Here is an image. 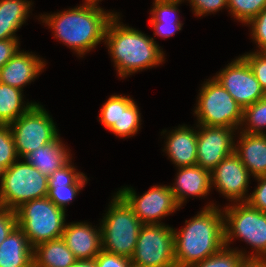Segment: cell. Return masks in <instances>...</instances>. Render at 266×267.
<instances>
[{
  "label": "cell",
  "mask_w": 266,
  "mask_h": 267,
  "mask_svg": "<svg viewBox=\"0 0 266 267\" xmlns=\"http://www.w3.org/2000/svg\"><path fill=\"white\" fill-rule=\"evenodd\" d=\"M227 6L236 20L247 24L266 8V0H227Z\"/></svg>",
  "instance_id": "cell-30"
},
{
  "label": "cell",
  "mask_w": 266,
  "mask_h": 267,
  "mask_svg": "<svg viewBox=\"0 0 266 267\" xmlns=\"http://www.w3.org/2000/svg\"><path fill=\"white\" fill-rule=\"evenodd\" d=\"M99 120L109 128H120L121 95H111L100 109Z\"/></svg>",
  "instance_id": "cell-32"
},
{
  "label": "cell",
  "mask_w": 266,
  "mask_h": 267,
  "mask_svg": "<svg viewBox=\"0 0 266 267\" xmlns=\"http://www.w3.org/2000/svg\"><path fill=\"white\" fill-rule=\"evenodd\" d=\"M258 186L251 195H248L246 203L254 209L266 213V175L256 177Z\"/></svg>",
  "instance_id": "cell-35"
},
{
  "label": "cell",
  "mask_w": 266,
  "mask_h": 267,
  "mask_svg": "<svg viewBox=\"0 0 266 267\" xmlns=\"http://www.w3.org/2000/svg\"><path fill=\"white\" fill-rule=\"evenodd\" d=\"M242 56L252 68L261 88L266 93V52L255 51Z\"/></svg>",
  "instance_id": "cell-33"
},
{
  "label": "cell",
  "mask_w": 266,
  "mask_h": 267,
  "mask_svg": "<svg viewBox=\"0 0 266 267\" xmlns=\"http://www.w3.org/2000/svg\"><path fill=\"white\" fill-rule=\"evenodd\" d=\"M61 238L77 260H94L102 250L101 229L88 223L66 224Z\"/></svg>",
  "instance_id": "cell-16"
},
{
  "label": "cell",
  "mask_w": 266,
  "mask_h": 267,
  "mask_svg": "<svg viewBox=\"0 0 266 267\" xmlns=\"http://www.w3.org/2000/svg\"><path fill=\"white\" fill-rule=\"evenodd\" d=\"M0 267H33V247L18 225L0 244Z\"/></svg>",
  "instance_id": "cell-21"
},
{
  "label": "cell",
  "mask_w": 266,
  "mask_h": 267,
  "mask_svg": "<svg viewBox=\"0 0 266 267\" xmlns=\"http://www.w3.org/2000/svg\"><path fill=\"white\" fill-rule=\"evenodd\" d=\"M17 38L0 40V69L19 51Z\"/></svg>",
  "instance_id": "cell-39"
},
{
  "label": "cell",
  "mask_w": 266,
  "mask_h": 267,
  "mask_svg": "<svg viewBox=\"0 0 266 267\" xmlns=\"http://www.w3.org/2000/svg\"><path fill=\"white\" fill-rule=\"evenodd\" d=\"M250 173L233 152L211 171V185L230 201L246 202Z\"/></svg>",
  "instance_id": "cell-14"
},
{
  "label": "cell",
  "mask_w": 266,
  "mask_h": 267,
  "mask_svg": "<svg viewBox=\"0 0 266 267\" xmlns=\"http://www.w3.org/2000/svg\"><path fill=\"white\" fill-rule=\"evenodd\" d=\"M32 2L28 0H0V40L14 39L29 16Z\"/></svg>",
  "instance_id": "cell-24"
},
{
  "label": "cell",
  "mask_w": 266,
  "mask_h": 267,
  "mask_svg": "<svg viewBox=\"0 0 266 267\" xmlns=\"http://www.w3.org/2000/svg\"><path fill=\"white\" fill-rule=\"evenodd\" d=\"M117 193L143 224H160V219L180 208L170 186L155 185L142 196H137L131 187L121 188Z\"/></svg>",
  "instance_id": "cell-11"
},
{
  "label": "cell",
  "mask_w": 266,
  "mask_h": 267,
  "mask_svg": "<svg viewBox=\"0 0 266 267\" xmlns=\"http://www.w3.org/2000/svg\"><path fill=\"white\" fill-rule=\"evenodd\" d=\"M196 16L211 14L222 8H228L227 0H188Z\"/></svg>",
  "instance_id": "cell-37"
},
{
  "label": "cell",
  "mask_w": 266,
  "mask_h": 267,
  "mask_svg": "<svg viewBox=\"0 0 266 267\" xmlns=\"http://www.w3.org/2000/svg\"><path fill=\"white\" fill-rule=\"evenodd\" d=\"M244 123V124H243ZM246 124L241 132L249 134H265L266 129V96L252 105L243 109L242 126ZM248 125V126H247Z\"/></svg>",
  "instance_id": "cell-28"
},
{
  "label": "cell",
  "mask_w": 266,
  "mask_h": 267,
  "mask_svg": "<svg viewBox=\"0 0 266 267\" xmlns=\"http://www.w3.org/2000/svg\"><path fill=\"white\" fill-rule=\"evenodd\" d=\"M18 161L4 170L0 182V207L11 210L48 194V177L26 160Z\"/></svg>",
  "instance_id": "cell-6"
},
{
  "label": "cell",
  "mask_w": 266,
  "mask_h": 267,
  "mask_svg": "<svg viewBox=\"0 0 266 267\" xmlns=\"http://www.w3.org/2000/svg\"><path fill=\"white\" fill-rule=\"evenodd\" d=\"M214 78L243 109L266 96L243 56L229 63Z\"/></svg>",
  "instance_id": "cell-12"
},
{
  "label": "cell",
  "mask_w": 266,
  "mask_h": 267,
  "mask_svg": "<svg viewBox=\"0 0 266 267\" xmlns=\"http://www.w3.org/2000/svg\"><path fill=\"white\" fill-rule=\"evenodd\" d=\"M16 226V211L5 207H0V244L7 238L10 232Z\"/></svg>",
  "instance_id": "cell-38"
},
{
  "label": "cell",
  "mask_w": 266,
  "mask_h": 267,
  "mask_svg": "<svg viewBox=\"0 0 266 267\" xmlns=\"http://www.w3.org/2000/svg\"><path fill=\"white\" fill-rule=\"evenodd\" d=\"M15 211L17 225L33 248L62 237L66 211L56 206L47 196L25 202Z\"/></svg>",
  "instance_id": "cell-5"
},
{
  "label": "cell",
  "mask_w": 266,
  "mask_h": 267,
  "mask_svg": "<svg viewBox=\"0 0 266 267\" xmlns=\"http://www.w3.org/2000/svg\"><path fill=\"white\" fill-rule=\"evenodd\" d=\"M45 61L26 51H18L1 69L0 82L23 89L42 72Z\"/></svg>",
  "instance_id": "cell-17"
},
{
  "label": "cell",
  "mask_w": 266,
  "mask_h": 267,
  "mask_svg": "<svg viewBox=\"0 0 266 267\" xmlns=\"http://www.w3.org/2000/svg\"><path fill=\"white\" fill-rule=\"evenodd\" d=\"M142 225L132 208L116 193L99 226L102 249L131 259Z\"/></svg>",
  "instance_id": "cell-4"
},
{
  "label": "cell",
  "mask_w": 266,
  "mask_h": 267,
  "mask_svg": "<svg viewBox=\"0 0 266 267\" xmlns=\"http://www.w3.org/2000/svg\"><path fill=\"white\" fill-rule=\"evenodd\" d=\"M131 262L144 267H176L174 229L160 224H143Z\"/></svg>",
  "instance_id": "cell-10"
},
{
  "label": "cell",
  "mask_w": 266,
  "mask_h": 267,
  "mask_svg": "<svg viewBox=\"0 0 266 267\" xmlns=\"http://www.w3.org/2000/svg\"><path fill=\"white\" fill-rule=\"evenodd\" d=\"M178 170L176 182L170 188L180 207L187 196L200 198L206 196L212 189L211 172L198 165L178 168Z\"/></svg>",
  "instance_id": "cell-18"
},
{
  "label": "cell",
  "mask_w": 266,
  "mask_h": 267,
  "mask_svg": "<svg viewBox=\"0 0 266 267\" xmlns=\"http://www.w3.org/2000/svg\"><path fill=\"white\" fill-rule=\"evenodd\" d=\"M19 158L10 126H0V166L5 170Z\"/></svg>",
  "instance_id": "cell-31"
},
{
  "label": "cell",
  "mask_w": 266,
  "mask_h": 267,
  "mask_svg": "<svg viewBox=\"0 0 266 267\" xmlns=\"http://www.w3.org/2000/svg\"><path fill=\"white\" fill-rule=\"evenodd\" d=\"M245 259H249V255L244 251L224 247L218 253L191 267H239Z\"/></svg>",
  "instance_id": "cell-29"
},
{
  "label": "cell",
  "mask_w": 266,
  "mask_h": 267,
  "mask_svg": "<svg viewBox=\"0 0 266 267\" xmlns=\"http://www.w3.org/2000/svg\"><path fill=\"white\" fill-rule=\"evenodd\" d=\"M118 14L104 11L101 7L85 5L55 14L42 15V23L47 24L66 46L79 56L85 55L105 39L109 21Z\"/></svg>",
  "instance_id": "cell-2"
},
{
  "label": "cell",
  "mask_w": 266,
  "mask_h": 267,
  "mask_svg": "<svg viewBox=\"0 0 266 267\" xmlns=\"http://www.w3.org/2000/svg\"><path fill=\"white\" fill-rule=\"evenodd\" d=\"M70 160L48 177L47 197L59 208L66 210L77 193L86 185L87 177L77 172Z\"/></svg>",
  "instance_id": "cell-15"
},
{
  "label": "cell",
  "mask_w": 266,
  "mask_h": 267,
  "mask_svg": "<svg viewBox=\"0 0 266 267\" xmlns=\"http://www.w3.org/2000/svg\"><path fill=\"white\" fill-rule=\"evenodd\" d=\"M196 165L211 172L223 159L234 152V132L237 129L197 125Z\"/></svg>",
  "instance_id": "cell-13"
},
{
  "label": "cell",
  "mask_w": 266,
  "mask_h": 267,
  "mask_svg": "<svg viewBox=\"0 0 266 267\" xmlns=\"http://www.w3.org/2000/svg\"><path fill=\"white\" fill-rule=\"evenodd\" d=\"M94 262L95 267H129L131 259L102 249L94 258Z\"/></svg>",
  "instance_id": "cell-36"
},
{
  "label": "cell",
  "mask_w": 266,
  "mask_h": 267,
  "mask_svg": "<svg viewBox=\"0 0 266 267\" xmlns=\"http://www.w3.org/2000/svg\"><path fill=\"white\" fill-rule=\"evenodd\" d=\"M70 267H95L94 260H76Z\"/></svg>",
  "instance_id": "cell-41"
},
{
  "label": "cell",
  "mask_w": 266,
  "mask_h": 267,
  "mask_svg": "<svg viewBox=\"0 0 266 267\" xmlns=\"http://www.w3.org/2000/svg\"><path fill=\"white\" fill-rule=\"evenodd\" d=\"M178 2L165 3L154 2L151 10L150 24L154 28V35L168 38L182 29V23L178 18ZM175 15V18L173 17ZM174 18V19H173Z\"/></svg>",
  "instance_id": "cell-25"
},
{
  "label": "cell",
  "mask_w": 266,
  "mask_h": 267,
  "mask_svg": "<svg viewBox=\"0 0 266 267\" xmlns=\"http://www.w3.org/2000/svg\"><path fill=\"white\" fill-rule=\"evenodd\" d=\"M76 260L62 238L40 243L33 248V267H70Z\"/></svg>",
  "instance_id": "cell-23"
},
{
  "label": "cell",
  "mask_w": 266,
  "mask_h": 267,
  "mask_svg": "<svg viewBox=\"0 0 266 267\" xmlns=\"http://www.w3.org/2000/svg\"><path fill=\"white\" fill-rule=\"evenodd\" d=\"M3 172H4V169L0 166V182H1V179H2Z\"/></svg>",
  "instance_id": "cell-44"
},
{
  "label": "cell",
  "mask_w": 266,
  "mask_h": 267,
  "mask_svg": "<svg viewBox=\"0 0 266 267\" xmlns=\"http://www.w3.org/2000/svg\"><path fill=\"white\" fill-rule=\"evenodd\" d=\"M164 150L178 168L196 165L197 130L181 125L169 132Z\"/></svg>",
  "instance_id": "cell-19"
},
{
  "label": "cell",
  "mask_w": 266,
  "mask_h": 267,
  "mask_svg": "<svg viewBox=\"0 0 266 267\" xmlns=\"http://www.w3.org/2000/svg\"><path fill=\"white\" fill-rule=\"evenodd\" d=\"M225 247L232 239H243L255 249L249 259H266V213L254 209L246 202L226 206L223 210Z\"/></svg>",
  "instance_id": "cell-7"
},
{
  "label": "cell",
  "mask_w": 266,
  "mask_h": 267,
  "mask_svg": "<svg viewBox=\"0 0 266 267\" xmlns=\"http://www.w3.org/2000/svg\"><path fill=\"white\" fill-rule=\"evenodd\" d=\"M9 126L19 158H25L59 135L52 117L39 103H35Z\"/></svg>",
  "instance_id": "cell-9"
},
{
  "label": "cell",
  "mask_w": 266,
  "mask_h": 267,
  "mask_svg": "<svg viewBox=\"0 0 266 267\" xmlns=\"http://www.w3.org/2000/svg\"><path fill=\"white\" fill-rule=\"evenodd\" d=\"M140 111L136 102L127 96L121 95L120 128H109L116 136L129 137L135 135L141 124Z\"/></svg>",
  "instance_id": "cell-27"
},
{
  "label": "cell",
  "mask_w": 266,
  "mask_h": 267,
  "mask_svg": "<svg viewBox=\"0 0 266 267\" xmlns=\"http://www.w3.org/2000/svg\"><path fill=\"white\" fill-rule=\"evenodd\" d=\"M154 2H165V3L178 2V3H180V2H182V0H154Z\"/></svg>",
  "instance_id": "cell-43"
},
{
  "label": "cell",
  "mask_w": 266,
  "mask_h": 267,
  "mask_svg": "<svg viewBox=\"0 0 266 267\" xmlns=\"http://www.w3.org/2000/svg\"><path fill=\"white\" fill-rule=\"evenodd\" d=\"M247 25L252 26L251 35L259 47V50L256 51L266 52V8L250 20Z\"/></svg>",
  "instance_id": "cell-34"
},
{
  "label": "cell",
  "mask_w": 266,
  "mask_h": 267,
  "mask_svg": "<svg viewBox=\"0 0 266 267\" xmlns=\"http://www.w3.org/2000/svg\"><path fill=\"white\" fill-rule=\"evenodd\" d=\"M239 267H266V259H245Z\"/></svg>",
  "instance_id": "cell-40"
},
{
  "label": "cell",
  "mask_w": 266,
  "mask_h": 267,
  "mask_svg": "<svg viewBox=\"0 0 266 267\" xmlns=\"http://www.w3.org/2000/svg\"><path fill=\"white\" fill-rule=\"evenodd\" d=\"M239 139L234 152L250 175L254 178L266 175V134L240 132Z\"/></svg>",
  "instance_id": "cell-20"
},
{
  "label": "cell",
  "mask_w": 266,
  "mask_h": 267,
  "mask_svg": "<svg viewBox=\"0 0 266 267\" xmlns=\"http://www.w3.org/2000/svg\"><path fill=\"white\" fill-rule=\"evenodd\" d=\"M116 15L108 23L104 42L118 75L126 77L164 62V53L155 39L125 26Z\"/></svg>",
  "instance_id": "cell-3"
},
{
  "label": "cell",
  "mask_w": 266,
  "mask_h": 267,
  "mask_svg": "<svg viewBox=\"0 0 266 267\" xmlns=\"http://www.w3.org/2000/svg\"><path fill=\"white\" fill-rule=\"evenodd\" d=\"M129 267H144V266L136 265L135 263H132V262H131V264H130Z\"/></svg>",
  "instance_id": "cell-45"
},
{
  "label": "cell",
  "mask_w": 266,
  "mask_h": 267,
  "mask_svg": "<svg viewBox=\"0 0 266 267\" xmlns=\"http://www.w3.org/2000/svg\"><path fill=\"white\" fill-rule=\"evenodd\" d=\"M185 224L174 230L176 267H191L225 247L224 214L213 203Z\"/></svg>",
  "instance_id": "cell-1"
},
{
  "label": "cell",
  "mask_w": 266,
  "mask_h": 267,
  "mask_svg": "<svg viewBox=\"0 0 266 267\" xmlns=\"http://www.w3.org/2000/svg\"><path fill=\"white\" fill-rule=\"evenodd\" d=\"M101 0H85V5H90V6H96L98 7V2Z\"/></svg>",
  "instance_id": "cell-42"
},
{
  "label": "cell",
  "mask_w": 266,
  "mask_h": 267,
  "mask_svg": "<svg viewBox=\"0 0 266 267\" xmlns=\"http://www.w3.org/2000/svg\"><path fill=\"white\" fill-rule=\"evenodd\" d=\"M208 79L200 90L194 113L198 125L238 129L243 119V108L214 78Z\"/></svg>",
  "instance_id": "cell-8"
},
{
  "label": "cell",
  "mask_w": 266,
  "mask_h": 267,
  "mask_svg": "<svg viewBox=\"0 0 266 267\" xmlns=\"http://www.w3.org/2000/svg\"><path fill=\"white\" fill-rule=\"evenodd\" d=\"M23 90L0 82V122L10 125L26 113L36 102L25 103Z\"/></svg>",
  "instance_id": "cell-26"
},
{
  "label": "cell",
  "mask_w": 266,
  "mask_h": 267,
  "mask_svg": "<svg viewBox=\"0 0 266 267\" xmlns=\"http://www.w3.org/2000/svg\"><path fill=\"white\" fill-rule=\"evenodd\" d=\"M63 145L58 135L53 141L29 153L23 160H26L43 175L49 177L71 160L68 149Z\"/></svg>",
  "instance_id": "cell-22"
}]
</instances>
